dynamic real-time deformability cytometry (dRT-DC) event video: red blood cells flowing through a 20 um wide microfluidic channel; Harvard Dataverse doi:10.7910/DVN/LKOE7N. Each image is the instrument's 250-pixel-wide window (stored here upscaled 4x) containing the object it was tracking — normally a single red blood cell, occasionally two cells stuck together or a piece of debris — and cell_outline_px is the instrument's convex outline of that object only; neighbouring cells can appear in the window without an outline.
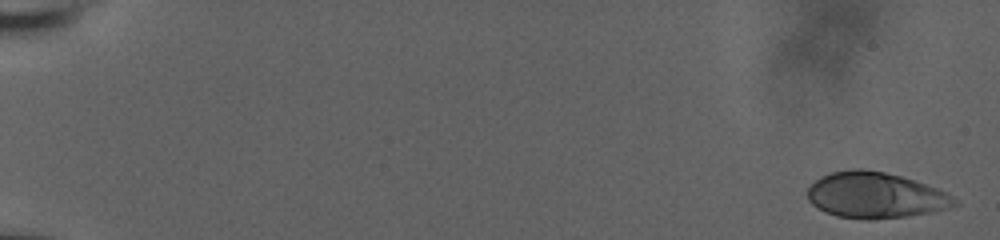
{"species": "human", "species_latin": "Homo sapiens", "temperature_condition": "room temperature", "stored_images_in_passage": 11, "camera_frame_rate_fps": 3000, "um_per_image_px": 0.085, "donor": {"sex": "male"}, "frame": {"image": 1, "passage_image": 1, "time_ms": 0.0, "image_size_px": [1000, 240], "cell_outline_px": [[960, 204], [948, 208], [932, 212], [908, 216], [868, 220], [836, 216], [824, 212], [812, 204], [808, 200], [808, 188], [820, 176], [832, 172], [856, 168], [860, 168], [884, 172], [900, 176], [936, 188], [952, 196]], "centroid_in_image_um": [74.39, 16.61], "position_along_channel_um": 10.6, "area_um2": 39.19}}
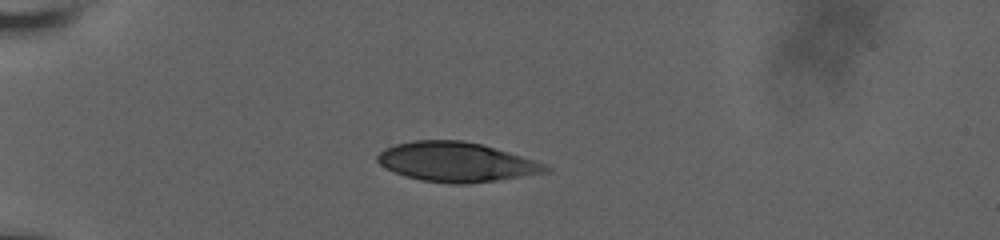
{"frame": {"image": 2, "passage_image": 8, "time_ms": 5.333, "image_size_px": [1000, 240], "cell_outline_px": [[552, 168], [548, 172], [496, 180], [468, 184], [448, 184], [420, 180], [404, 176], [380, 164], [376, 160], [376, 156], [384, 148], [396, 144], [416, 140], [464, 140], [480, 144], [508, 152], [544, 164]], "centroid_in_image_um": [38.75, 13.77], "position_along_channel_um": 46.3, "area_um2": 38.44}}
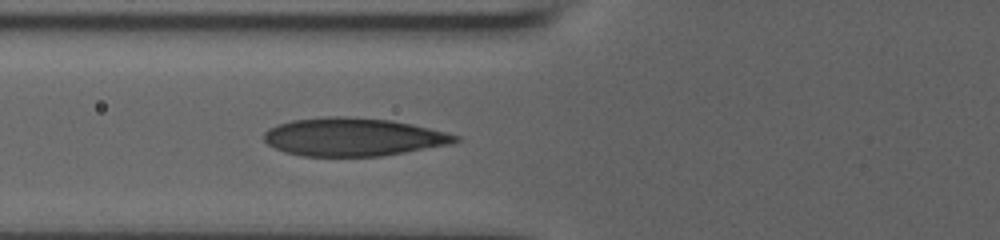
{"frame": {"image": 3, "passage_image": 11, "time_ms": 7.667, "image_size_px": [1000, 240], "cell_outline_px": [[460, 140], [452, 144], [380, 156], [300, 156], [284, 152], [268, 144], [264, 140], [264, 132], [268, 128], [292, 120], [324, 116], [348, 116], [392, 120], [412, 124], [460, 136]], "centroid_in_image_um": [30.0, 11.64], "position_along_channel_um": 95.8, "area_um2": 42.54}}